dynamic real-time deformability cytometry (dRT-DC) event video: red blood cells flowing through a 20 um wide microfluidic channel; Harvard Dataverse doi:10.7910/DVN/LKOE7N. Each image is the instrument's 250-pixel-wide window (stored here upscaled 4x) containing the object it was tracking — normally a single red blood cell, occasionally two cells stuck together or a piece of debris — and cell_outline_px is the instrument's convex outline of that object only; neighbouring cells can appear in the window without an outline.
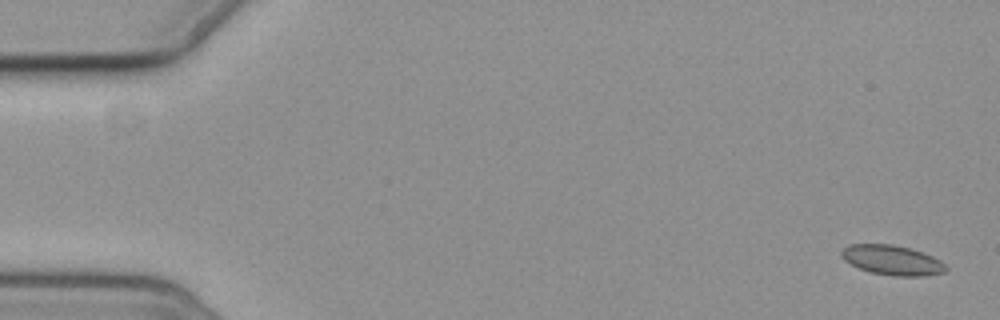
{"species": "common noctule bat (a hibernating species)", "species_latin": "Nyctalus noctula", "temperature_condition": "cold", "stored_images_in_passage": 6, "camera_frame_rate_fps": 3000, "um_per_image_px": 0.085, "animal": {"sex": "female", "body_mass_g": 19.3, "forearm_length_mm": 54.1}, "frame": {"image": 1, "passage_image": 1, "time_ms": 0.0, "image_size_px": [1000, 320], "cell_outline_px": [[948, 272], [924, 276], [892, 276], [872, 272], [860, 268], [844, 260], [840, 256], [840, 252], [848, 244], [892, 244], [908, 248], [932, 256], [940, 260], [948, 268]], "centroid_in_image_um": [75.84, 22.12], "position_along_channel_um": 9.2, "area_um2": 18.09}}